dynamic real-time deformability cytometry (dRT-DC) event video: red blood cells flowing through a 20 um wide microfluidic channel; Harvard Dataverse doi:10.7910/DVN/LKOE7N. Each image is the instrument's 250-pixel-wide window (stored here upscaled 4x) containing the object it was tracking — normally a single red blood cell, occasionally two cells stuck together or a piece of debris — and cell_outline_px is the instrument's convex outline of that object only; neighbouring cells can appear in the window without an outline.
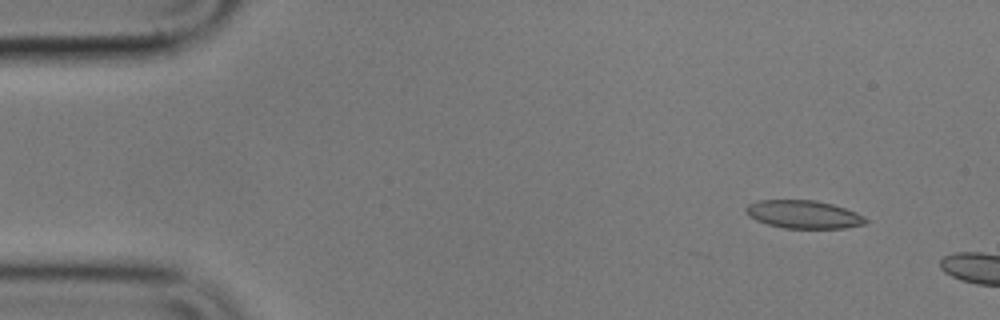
{"species": "common noctule bat (a hibernating species)", "species_latin": "Nyctalus noctula", "temperature_condition": "cold", "stored_images_in_passage": 2, "camera_frame_rate_fps": 3000, "um_per_image_px": 0.085, "animal": {"sex": "male", "body_mass_g": 17.9}, "frame": {"image": 1, "passage_image": 2, "time_ms": 0.333, "image_size_px": [1000, 320], "cell_outline_px": [[868, 224], [844, 228], [784, 228], [768, 224], [756, 220], [748, 216], [744, 212], [744, 208], [748, 204], [760, 200], [816, 200], [832, 204], [856, 212], [864, 216], [868, 220]], "centroid_in_image_um": [68.3, 18.22], "position_along_channel_um": 16.7, "area_um2": 19.71}}